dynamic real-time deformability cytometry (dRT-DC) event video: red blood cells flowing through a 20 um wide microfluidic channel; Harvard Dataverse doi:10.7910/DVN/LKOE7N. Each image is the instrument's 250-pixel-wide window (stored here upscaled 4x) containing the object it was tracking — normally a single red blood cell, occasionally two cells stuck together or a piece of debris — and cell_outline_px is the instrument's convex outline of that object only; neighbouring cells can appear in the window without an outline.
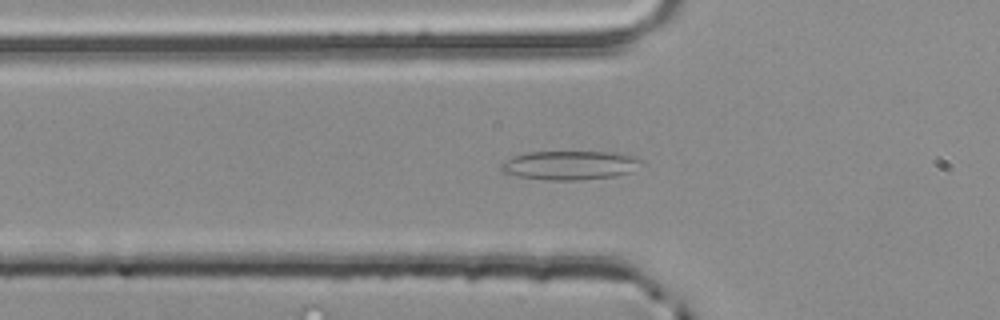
{"species": "common noctule bat (a hibernating species)", "species_latin": "Nyctalus noctula", "temperature_condition": "room temperature", "stored_images_in_passage": 30, "camera_frame_rate_fps": 3000, "um_per_image_px": 0.085, "animal": {"sex": "male", "body_mass_g": 20.4}, "frame": {"image": 1, "passage_image": 6, "time_ms": 1.667, "image_size_px": [1000, 320], "cell_outline_px": [[644, 164], [628, 172], [616, 176], [584, 180], [544, 180], [520, 176], [500, 172], [500, 164], [516, 156], [528, 152], [628, 152], [644, 160]], "centroid_in_image_um": [48.54, 14.04], "position_along_channel_um": 77.3, "area_um2": 23.99}}
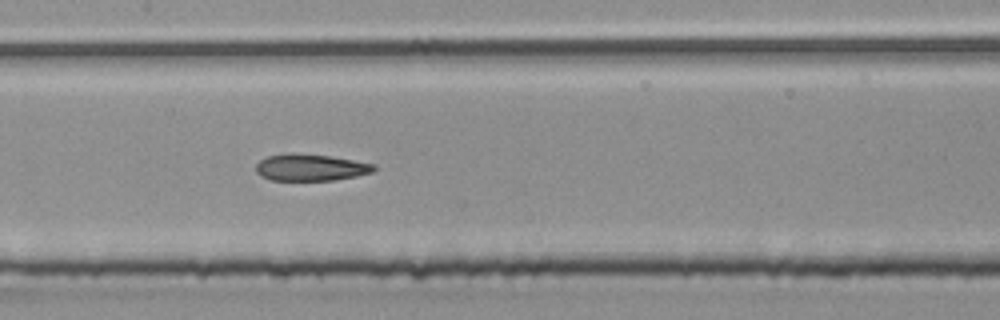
{"frame": {"image": 2, "passage_image": 14, "time_ms": 4.333, "image_size_px": [1000, 320], "cell_outline_px": [[376, 168], [372, 172], [356, 176], [336, 180], [272, 180], [260, 176], [256, 172], [256, 164], [260, 160], [268, 156], [288, 152], [292, 152], [328, 156], [376, 164]], "centroid_in_image_um": [26.37, 14.23], "position_along_channel_um": 181.0, "area_um2": 18.44}}
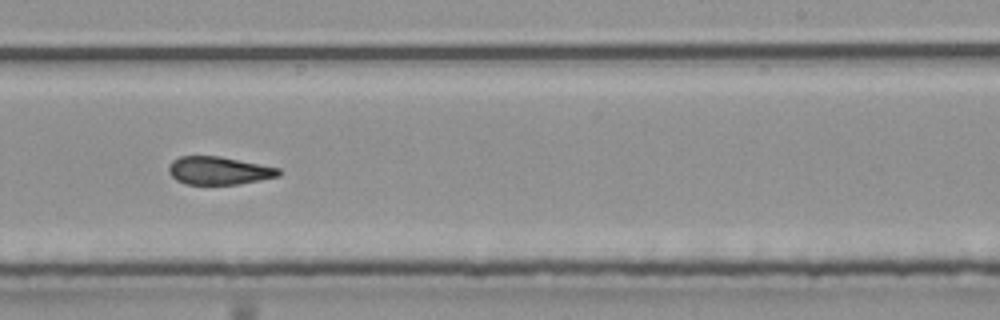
{"frame": {"image": 3, "passage_image": 21, "time_ms": 6.667, "image_size_px": [1000, 320], "cell_outline_px": [[280, 176], [260, 180], [236, 184], [184, 184], [176, 180], [168, 172], [168, 164], [172, 160], [180, 156], [220, 156], [280, 168]], "centroid_in_image_um": [18.57, 14.5], "position_along_channel_um": 270.4, "area_um2": 17.98}, "authors_computed_cell_mechanics": {"area_um2": 18.9006, "velocity_mm_per_s": 3.8453, "shape_relaxation_time_tau1_ms": null, "shape_relaxation_time_tau2_ms": 2.9, "deformation_change_tau1": null, "deformation_change_tau2": 0.104}}